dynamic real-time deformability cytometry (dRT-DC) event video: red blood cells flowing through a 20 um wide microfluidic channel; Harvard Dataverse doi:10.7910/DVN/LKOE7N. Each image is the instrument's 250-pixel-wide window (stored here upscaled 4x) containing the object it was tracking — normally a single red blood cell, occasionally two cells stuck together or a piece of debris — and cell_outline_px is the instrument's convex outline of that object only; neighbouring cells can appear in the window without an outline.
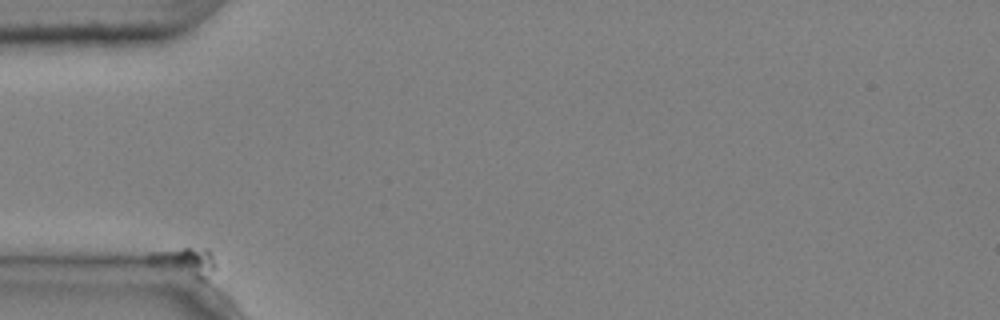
{"species": "common noctule bat (a hibernating species)", "species_latin": "Nyctalus noctula", "temperature_condition": "cold", "stored_images_in_passage": 16, "camera_frame_rate_fps": 3000, "um_per_image_px": 0.085, "animal": {"sex": "male", "body_mass_g": 20.4}, "frame": {"image": 1, "passage_image": 1, "time_ms": 0.0, "image_size_px": [1000, 320], "cell_outline_px": [[216, 264], [204, 276], [196, 276], [148, 264], [148, 256], [152, 252], [184, 248], [208, 248]], "centroid_in_image_um": [15.65, 22.15], "position_along_channel_um": 69.3, "area_um2": 10.06}}
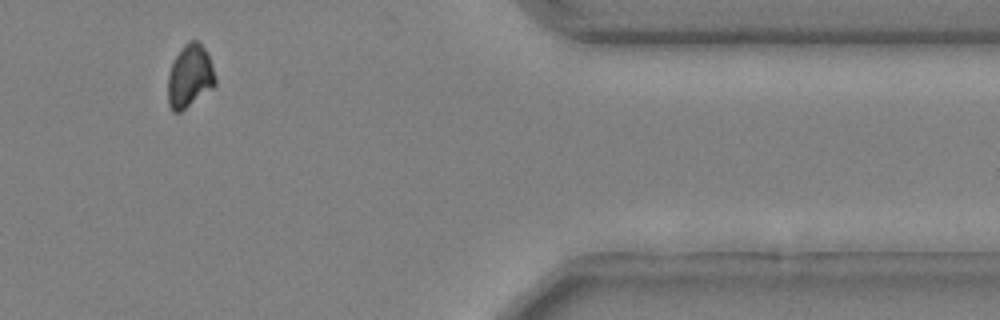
{"frame": {"image": 2, "passage_image": 16, "time_ms": 5.0, "image_size_px": [1000, 320], "cell_outline_px": [[216, 84], [212, 88], [180, 112], [172, 112], [168, 104], [168, 72], [176, 56], [184, 44], [188, 40], [200, 40], [208, 56], [216, 76]], "centroid_in_image_um": [16.12, 6.47], "position_along_channel_um": 395.3, "area_um2": 17.34}}